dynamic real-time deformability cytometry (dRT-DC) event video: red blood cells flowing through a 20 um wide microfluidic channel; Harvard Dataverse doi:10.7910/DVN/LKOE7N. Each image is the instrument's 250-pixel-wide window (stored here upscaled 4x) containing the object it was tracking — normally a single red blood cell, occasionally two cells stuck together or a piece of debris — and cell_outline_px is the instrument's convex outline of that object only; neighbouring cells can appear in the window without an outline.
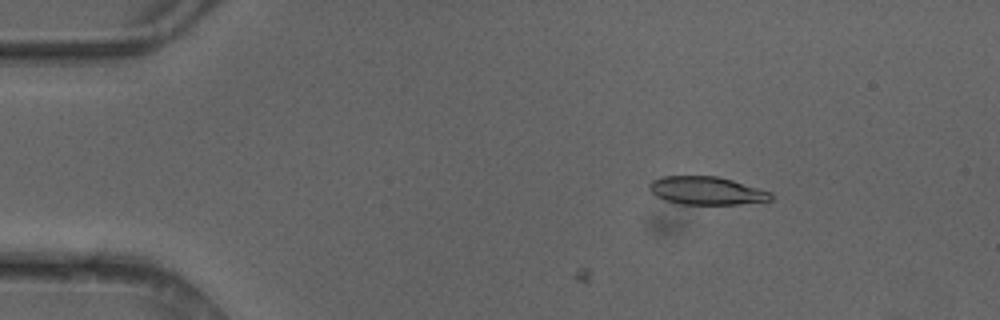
{"species": "common noctule bat (a hibernating species)", "species_latin": "Nyctalus noctula", "temperature_condition": "cold", "stored_images_in_passage": 4, "camera_frame_rate_fps": 3000, "um_per_image_px": 0.085, "animal": {"sex": "female"}, "frame": {"image": 1, "passage_image": 3, "time_ms": 0.667, "image_size_px": [1000, 320], "cell_outline_px": [[772, 200], [740, 204], [684, 204], [668, 200], [656, 196], [648, 188], [648, 184], [652, 180], [664, 176], [716, 176], [732, 180], [772, 192]], "centroid_in_image_um": [60.06, 16.2], "position_along_channel_um": 24.9, "area_um2": 19.71}}